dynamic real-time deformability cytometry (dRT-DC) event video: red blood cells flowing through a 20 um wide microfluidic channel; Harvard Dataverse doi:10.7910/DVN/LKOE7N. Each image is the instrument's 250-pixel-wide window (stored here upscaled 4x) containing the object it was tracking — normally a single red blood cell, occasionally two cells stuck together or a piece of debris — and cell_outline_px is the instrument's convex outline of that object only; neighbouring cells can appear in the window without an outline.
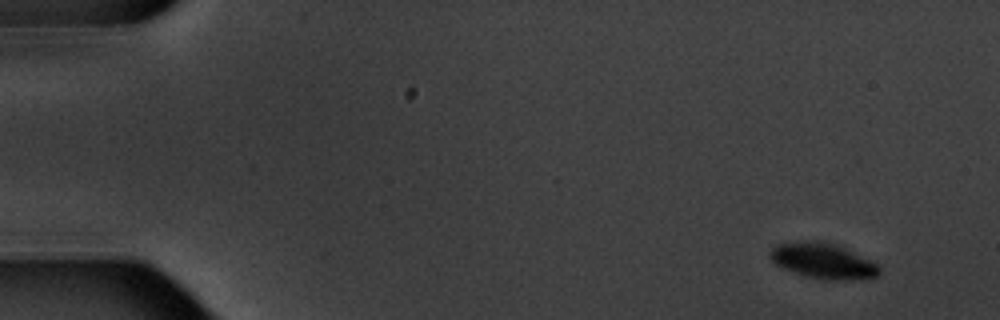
{"species": "common noctule bat (a hibernating species)", "species_latin": "Nyctalus noctula", "temperature_condition": "warm", "stored_images_in_passage": 6, "camera_frame_rate_fps": 3000, "um_per_image_px": 0.085, "animal": {"sex": "male", "body_mass_g": 20.1, "forearm_length_mm": 53.5}, "frame": {"image": 1, "passage_image": 2, "time_ms": 1.333, "image_size_px": [1000, 320], "cell_outline_px": [[880, 272], [876, 276], [852, 280], [824, 280], [804, 276], [784, 268], [776, 264], [768, 256], [768, 252], [776, 244], [812, 240], [836, 244], [872, 260], [880, 268]], "centroid_in_image_um": [69.95, 22.18], "position_along_channel_um": 15.1, "area_um2": 22.6}}